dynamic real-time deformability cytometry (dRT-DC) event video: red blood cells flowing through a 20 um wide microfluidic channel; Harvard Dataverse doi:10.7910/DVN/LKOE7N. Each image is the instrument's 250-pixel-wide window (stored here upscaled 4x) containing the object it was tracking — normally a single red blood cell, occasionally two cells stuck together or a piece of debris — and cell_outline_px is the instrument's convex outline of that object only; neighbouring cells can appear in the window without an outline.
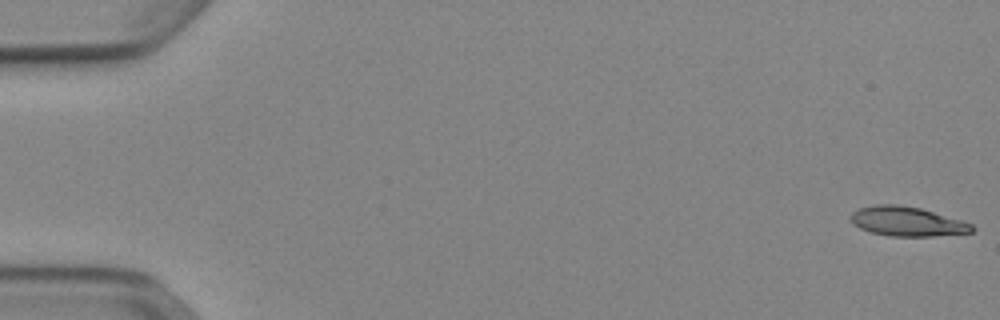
{"species": "Egyptian fruit bat (a non-hibernating species)", "species_latin": "Rousettus aegyptiacus", "temperature_condition": "cold", "stored_images_in_passage": 52, "camera_frame_rate_fps": 3000, "um_per_image_px": 0.085, "animal": {"sex": "female"}, "frame": {"image": 1, "passage_image": 1, "time_ms": 0.0, "image_size_px": [1000, 320], "cell_outline_px": [[976, 228], [972, 232], [932, 236], [888, 236], [872, 232], [860, 228], [852, 224], [848, 216], [852, 212], [860, 208], [876, 204], [896, 204], [920, 208], [960, 220], [972, 224]], "centroid_in_image_um": [77.06, 18.82], "position_along_channel_um": 7.9, "area_um2": 20.75}}
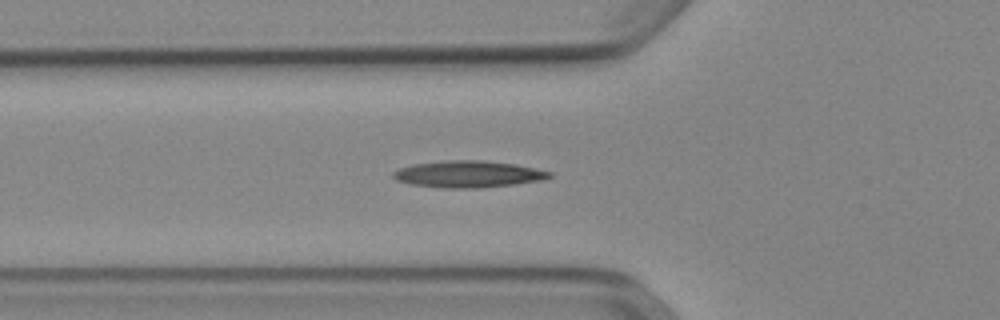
{"frame": {"image": 2, "passage_image": 19, "time_ms": 6.0, "image_size_px": [1000, 320], "cell_outline_px": [[552, 176], [544, 180], [512, 184], [476, 188], [444, 188], [412, 184], [396, 180], [392, 176], [392, 172], [400, 168], [412, 164], [448, 160], [484, 160], [516, 164], [552, 172]], "centroid_in_image_um": [39.8, 14.79], "position_along_channel_um": 86.0, "area_um2": 24.28}}
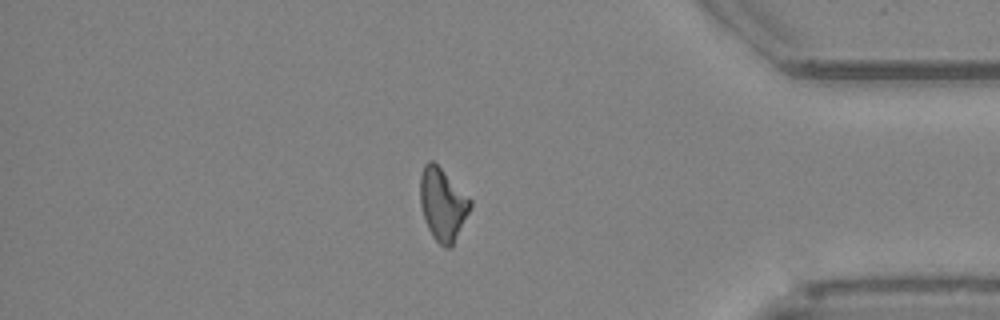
{"frame": {"image": 3, "passage_image": 45, "time_ms": 14.667, "image_size_px": [1000, 320], "cell_outline_px": [[472, 204], [452, 248], [444, 248], [432, 236], [428, 228], [420, 204], [420, 176], [424, 164], [428, 160], [432, 160], [472, 200]], "centroid_in_image_um": [37.62, 17.38], "position_along_channel_um": 397.6, "area_um2": 20.92}, "authors_computed_cell_mechanics": {"area_um2": 21.3571, "velocity_mm_per_s": 3.9068, "shape_relaxation_time_tau1_ms": null, "shape_relaxation_time_tau2_ms": 8.1235, "deformation_change_tau1": null, "deformation_change_tau2": 0.222}}